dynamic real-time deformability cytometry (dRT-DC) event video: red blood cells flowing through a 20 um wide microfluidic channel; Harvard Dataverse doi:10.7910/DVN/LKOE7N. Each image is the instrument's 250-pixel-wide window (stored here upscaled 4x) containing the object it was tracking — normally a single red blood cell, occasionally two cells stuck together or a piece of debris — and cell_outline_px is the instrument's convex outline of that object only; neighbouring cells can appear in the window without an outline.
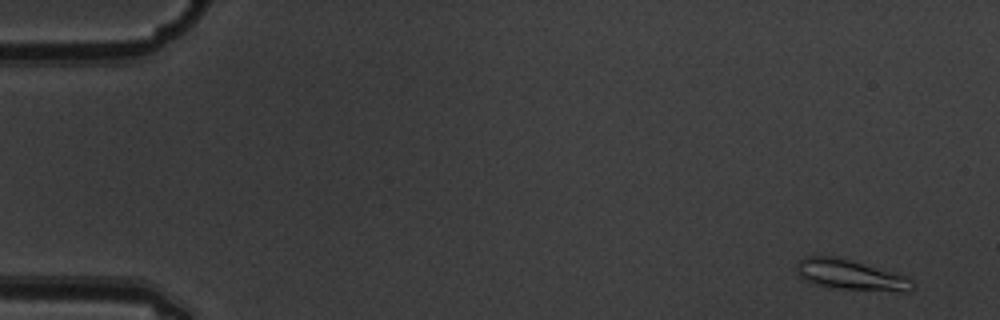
{"species": "common noctule bat (a hibernating species)", "species_latin": "Nyctalus noctula", "temperature_condition": "warm", "stored_images_in_passage": 7, "camera_frame_rate_fps": 3000, "um_per_image_px": 0.085, "animal": {"sex": "male", "body_mass_g": 19.5, "forearm_length_mm": 54.6}, "frame": {"image": 1, "passage_image": 1, "time_ms": 0.0, "image_size_px": [1000, 320], "cell_outline_px": [[916, 288], [912, 292], [900, 292], [836, 288], [816, 284], [800, 276], [796, 268], [796, 264], [804, 256], [836, 256], [852, 260], [896, 272], [912, 280], [916, 284]], "centroid_in_image_um": [72.4, 23.37], "position_along_channel_um": 12.6, "area_um2": 20.69}}
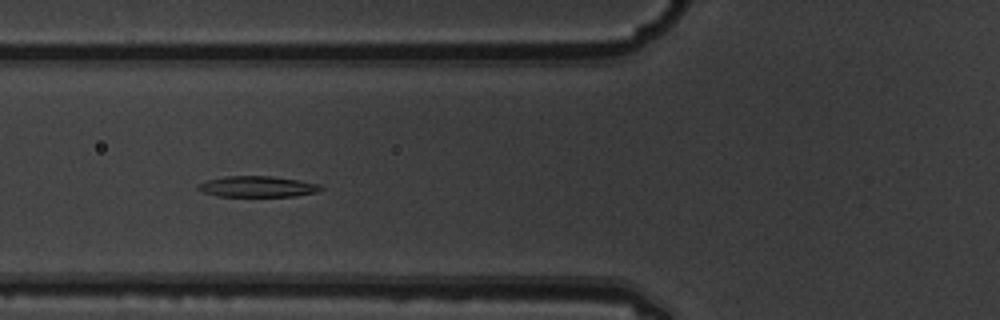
{"frame": {"image": 2, "passage_image": 6, "time_ms": 1.667, "image_size_px": [1000, 320], "cell_outline_px": [[324, 188], [316, 192], [296, 196], [216, 196], [204, 192], [196, 188], [196, 184], [208, 180], [224, 176], [272, 176], [300, 180], [320, 184]], "centroid_in_image_um": [21.88, 15.85], "position_along_channel_um": 103.9, "area_um2": 15.03}}
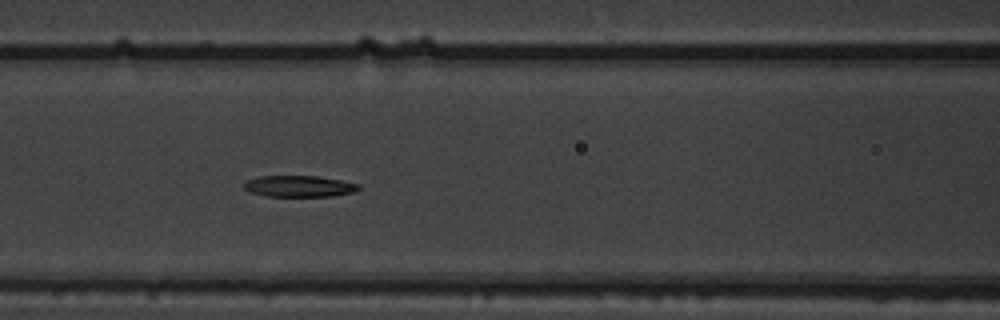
{"frame": {"image": 3, "passage_image": 7, "time_ms": 2.0, "image_size_px": [1000, 320], "cell_outline_px": [[364, 188], [352, 192], [332, 196], [264, 196], [252, 192], [244, 188], [244, 184], [248, 180], [260, 176], [316, 176], [340, 180], [360, 184]], "centroid_in_image_um": [25.48, 15.83], "position_along_channel_um": 141.1, "area_um2": 14.16}}